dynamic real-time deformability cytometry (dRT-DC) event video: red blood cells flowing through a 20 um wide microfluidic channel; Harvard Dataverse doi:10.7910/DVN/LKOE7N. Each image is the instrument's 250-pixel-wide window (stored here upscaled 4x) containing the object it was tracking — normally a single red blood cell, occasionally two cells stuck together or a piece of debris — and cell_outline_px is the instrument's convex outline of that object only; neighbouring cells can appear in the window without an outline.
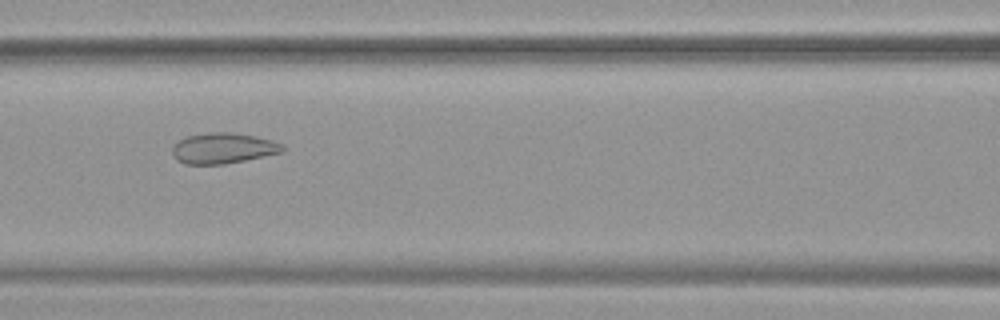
{"species": "common noctule bat (a hibernating species)", "species_latin": "Nyctalus noctula", "temperature_condition": "warm", "stored_images_in_passage": 31, "camera_frame_rate_fps": 3000, "um_per_image_px": 0.085, "animal": {"sex": "female", "body_mass_g": 19.9}, "frame": {"image": 1, "passage_image": 8, "time_ms": 2.333, "image_size_px": [1000, 320], "cell_outline_px": [[284, 152], [224, 164], [184, 164], [176, 160], [172, 156], [172, 148], [180, 140], [188, 136], [208, 132], [228, 132], [256, 136], [272, 140], [284, 144]], "centroid_in_image_um": [18.97, 12.6], "position_along_channel_um": 147.6, "area_um2": 19.71}}
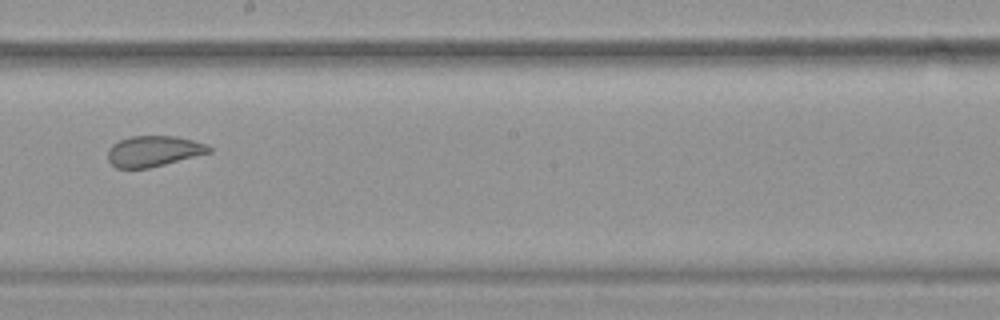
{"frame": {"image": 2, "passage_image": 15, "time_ms": 4.667, "image_size_px": [1000, 320], "cell_outline_px": [[212, 152], [148, 168], [116, 168], [108, 160], [108, 148], [112, 144], [120, 140], [132, 136], [176, 136], [208, 144], [212, 148]], "centroid_in_image_um": [13.06, 12.84], "position_along_channel_um": 235.1, "area_um2": 18.09}}
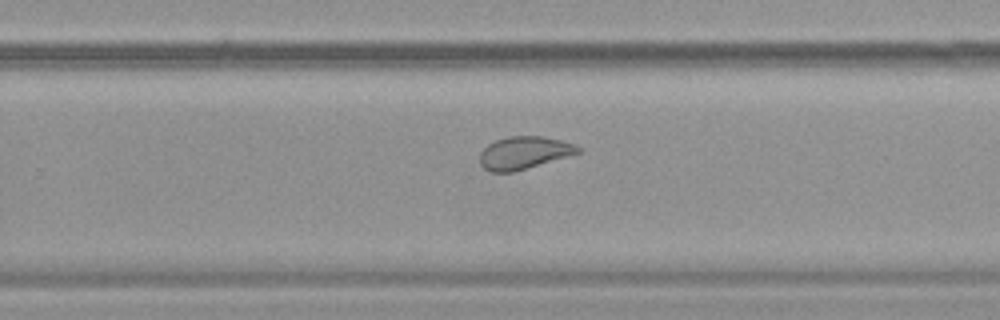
{"frame": {"image": 3, "passage_image": 19, "time_ms": 6.0, "image_size_px": [1000, 320], "cell_outline_px": [[580, 152], [512, 172], [492, 172], [484, 168], [480, 164], [480, 152], [488, 144], [496, 140], [508, 136], [544, 136], [560, 140], [572, 144], [580, 148]], "centroid_in_image_um": [44.48, 12.97], "position_along_channel_um": 285.3, "area_um2": 18.26}, "authors_computed_cell_mechanics": {"area_um2": 19.941, "velocity_mm_per_s": 3.7709, "shape_relaxation_time_tau1_ms": null, "shape_relaxation_time_tau2_ms": 0.8014, "deformation_change_tau1": null, "deformation_change_tau2": 0.0628}}